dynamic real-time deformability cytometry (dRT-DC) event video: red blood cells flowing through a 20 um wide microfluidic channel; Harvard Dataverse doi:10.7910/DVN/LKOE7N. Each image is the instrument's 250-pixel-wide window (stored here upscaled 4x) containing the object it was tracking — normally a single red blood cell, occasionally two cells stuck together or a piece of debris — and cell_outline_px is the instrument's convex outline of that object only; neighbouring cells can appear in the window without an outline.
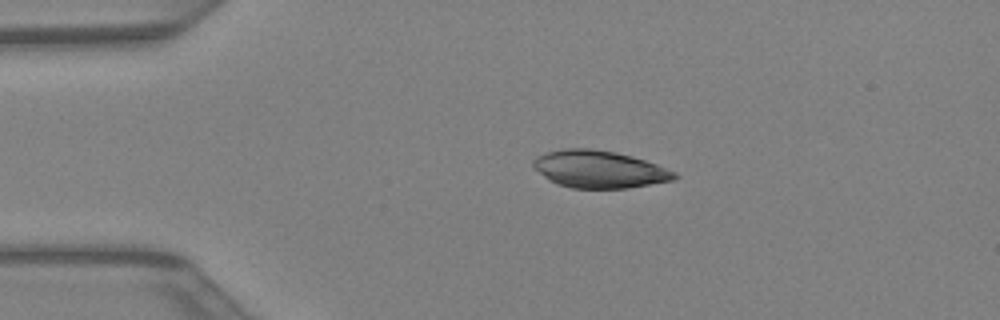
{"species": "Egyptian fruit bat (a non-hibernating species)", "species_latin": "Rousettus aegyptiacus", "temperature_condition": "warm", "stored_images_in_passage": 34, "camera_frame_rate_fps": 3000, "um_per_image_px": 0.085, "animal": {"sex": "female"}, "frame": {"image": 1, "passage_image": 6, "time_ms": 1.667, "image_size_px": [1000, 320], "cell_outline_px": [[680, 176], [672, 180], [628, 188], [572, 188], [556, 184], [548, 180], [532, 168], [532, 160], [536, 156], [548, 152], [564, 148], [588, 148], [616, 152], [632, 156], [656, 164], [676, 172]], "centroid_in_image_um": [50.89, 14.38], "position_along_channel_um": 34.1, "area_um2": 30.87}}
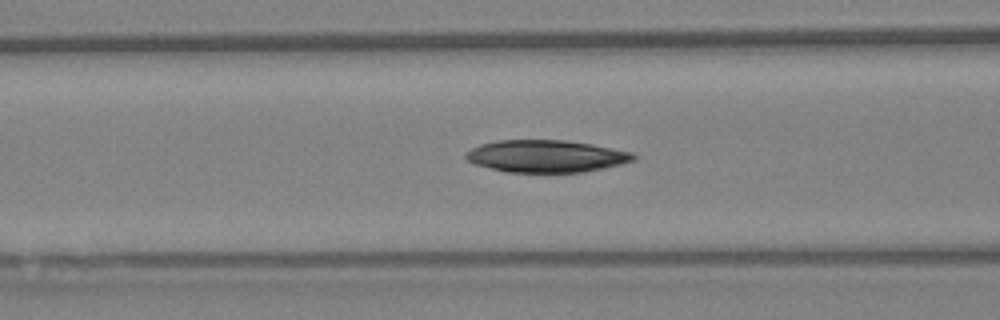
{"frame": {"image": 2, "passage_image": 14, "time_ms": 4.333, "image_size_px": [1000, 320], "cell_outline_px": [[636, 160], [604, 168], [584, 172], [504, 172], [476, 164], [468, 160], [464, 156], [464, 152], [480, 144], [496, 140], [564, 140], [592, 144], [632, 152], [636, 156]], "centroid_in_image_um": [46.41, 13.27], "position_along_channel_um": 120.2, "area_um2": 31.56}}
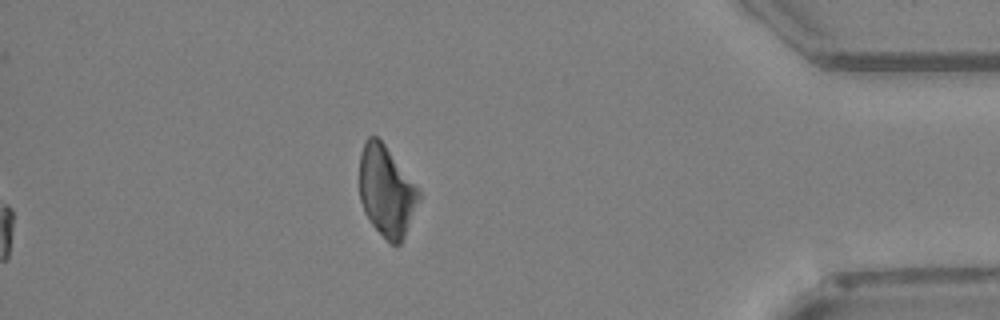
{"frame": {"image": 3, "passage_image": 34, "time_ms": 11.0, "image_size_px": [1000, 320], "cell_outline_px": [[420, 196], [404, 236], [400, 244], [392, 244], [372, 224], [364, 212], [360, 200], [360, 156], [364, 140], [368, 136], [376, 136], [384, 144], [420, 192]], "centroid_in_image_um": [32.81, 16.23], "position_along_channel_um": 402.4, "area_um2": 30.46}}